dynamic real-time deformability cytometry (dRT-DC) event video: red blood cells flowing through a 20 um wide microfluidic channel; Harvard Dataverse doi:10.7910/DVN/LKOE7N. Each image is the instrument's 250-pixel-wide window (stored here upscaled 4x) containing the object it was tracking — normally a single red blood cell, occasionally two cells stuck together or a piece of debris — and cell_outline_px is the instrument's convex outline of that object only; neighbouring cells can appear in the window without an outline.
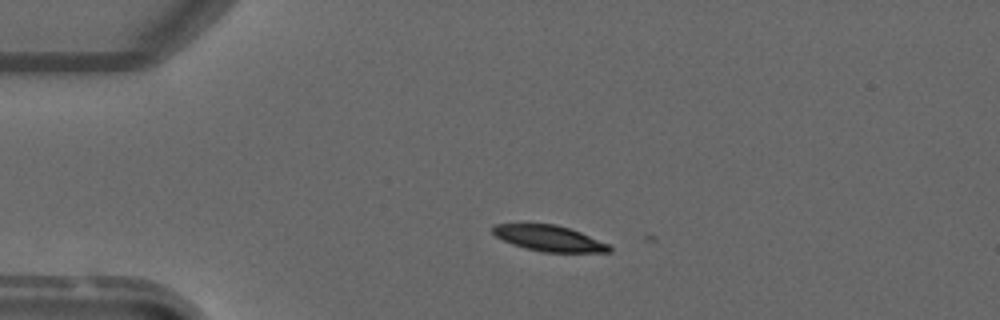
{"species": "common noctule bat (a hibernating species)", "species_latin": "Nyctalus noctula", "temperature_condition": "warm", "stored_images_in_passage": 4, "camera_frame_rate_fps": 3000, "um_per_image_px": 0.085, "animal": {"sex": "male", "forearm_length_mm": 52.5}, "frame": {"image": 1, "passage_image": 3, "time_ms": 2.333, "image_size_px": [1000, 320], "cell_outline_px": [[612, 252], [544, 252], [524, 248], [512, 244], [496, 236], [492, 232], [492, 228], [496, 224], [556, 224], [580, 232], [608, 244], [612, 248]], "centroid_in_image_um": [46.68, 20.26], "position_along_channel_um": 38.3, "area_um2": 17.34}}